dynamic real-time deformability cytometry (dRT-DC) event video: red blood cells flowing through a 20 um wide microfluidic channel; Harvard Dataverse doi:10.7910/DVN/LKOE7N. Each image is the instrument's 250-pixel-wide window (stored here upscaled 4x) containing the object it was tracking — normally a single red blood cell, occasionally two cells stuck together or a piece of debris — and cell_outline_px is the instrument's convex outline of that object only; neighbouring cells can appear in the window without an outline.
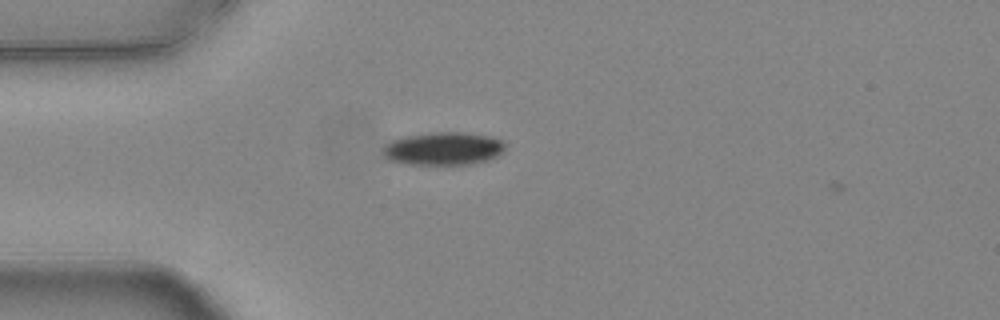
{"species": "common noctule bat (a hibernating species)", "species_latin": "Nyctalus noctula", "temperature_condition": "warm", "stored_images_in_passage": 2, "camera_frame_rate_fps": 3000, "um_per_image_px": 0.085, "animal": {"sex": "female", "body_mass_g": 24.6, "forearm_length_mm": 56.2}, "frame": {"image": 1, "passage_image": 1, "time_ms": 0.0, "image_size_px": [1000, 320], "cell_outline_px": [[504, 148], [496, 156], [488, 160], [468, 164], [404, 164], [388, 160], [384, 156], [384, 144], [392, 140], [408, 136], [432, 132], [464, 132], [488, 136], [500, 140], [504, 144]], "centroid_in_image_um": [37.64, 12.63], "position_along_channel_um": 47.4, "area_um2": 23.24}}